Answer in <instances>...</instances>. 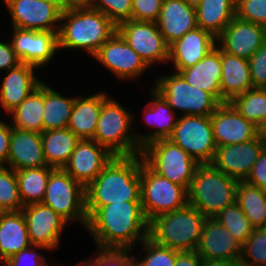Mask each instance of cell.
I'll return each instance as SVG.
<instances>
[{"instance_id":"obj_18","label":"cell","mask_w":266,"mask_h":266,"mask_svg":"<svg viewBox=\"0 0 266 266\" xmlns=\"http://www.w3.org/2000/svg\"><path fill=\"white\" fill-rule=\"evenodd\" d=\"M32 245H43L48 251L60 247L61 234L67 222L52 208L43 204H30L22 208Z\"/></svg>"},{"instance_id":"obj_32","label":"cell","mask_w":266,"mask_h":266,"mask_svg":"<svg viewBox=\"0 0 266 266\" xmlns=\"http://www.w3.org/2000/svg\"><path fill=\"white\" fill-rule=\"evenodd\" d=\"M80 139L69 129H52L41 133L46 163L54 169L63 168Z\"/></svg>"},{"instance_id":"obj_33","label":"cell","mask_w":266,"mask_h":266,"mask_svg":"<svg viewBox=\"0 0 266 266\" xmlns=\"http://www.w3.org/2000/svg\"><path fill=\"white\" fill-rule=\"evenodd\" d=\"M43 110H44V82L37 87L19 106L9 114L13 122L12 127L43 132Z\"/></svg>"},{"instance_id":"obj_35","label":"cell","mask_w":266,"mask_h":266,"mask_svg":"<svg viewBox=\"0 0 266 266\" xmlns=\"http://www.w3.org/2000/svg\"><path fill=\"white\" fill-rule=\"evenodd\" d=\"M53 169L52 167L45 166L15 171L23 207L30 204L42 203Z\"/></svg>"},{"instance_id":"obj_20","label":"cell","mask_w":266,"mask_h":266,"mask_svg":"<svg viewBox=\"0 0 266 266\" xmlns=\"http://www.w3.org/2000/svg\"><path fill=\"white\" fill-rule=\"evenodd\" d=\"M217 147L238 144L256 138L261 130L239 114L229 102L221 103L211 115Z\"/></svg>"},{"instance_id":"obj_54","label":"cell","mask_w":266,"mask_h":266,"mask_svg":"<svg viewBox=\"0 0 266 266\" xmlns=\"http://www.w3.org/2000/svg\"><path fill=\"white\" fill-rule=\"evenodd\" d=\"M90 0H67V6L86 5Z\"/></svg>"},{"instance_id":"obj_34","label":"cell","mask_w":266,"mask_h":266,"mask_svg":"<svg viewBox=\"0 0 266 266\" xmlns=\"http://www.w3.org/2000/svg\"><path fill=\"white\" fill-rule=\"evenodd\" d=\"M74 101L44 83L43 131L67 128Z\"/></svg>"},{"instance_id":"obj_45","label":"cell","mask_w":266,"mask_h":266,"mask_svg":"<svg viewBox=\"0 0 266 266\" xmlns=\"http://www.w3.org/2000/svg\"><path fill=\"white\" fill-rule=\"evenodd\" d=\"M48 250L43 245H31L2 262V266H52L39 250ZM26 263V264H25Z\"/></svg>"},{"instance_id":"obj_56","label":"cell","mask_w":266,"mask_h":266,"mask_svg":"<svg viewBox=\"0 0 266 266\" xmlns=\"http://www.w3.org/2000/svg\"><path fill=\"white\" fill-rule=\"evenodd\" d=\"M260 130L263 140L266 142V124Z\"/></svg>"},{"instance_id":"obj_15","label":"cell","mask_w":266,"mask_h":266,"mask_svg":"<svg viewBox=\"0 0 266 266\" xmlns=\"http://www.w3.org/2000/svg\"><path fill=\"white\" fill-rule=\"evenodd\" d=\"M265 146L266 142L260 133L244 143L217 147L211 164L229 177L245 181Z\"/></svg>"},{"instance_id":"obj_3","label":"cell","mask_w":266,"mask_h":266,"mask_svg":"<svg viewBox=\"0 0 266 266\" xmlns=\"http://www.w3.org/2000/svg\"><path fill=\"white\" fill-rule=\"evenodd\" d=\"M117 31V25L102 12L87 5L64 6L58 31V47L82 49L94 56Z\"/></svg>"},{"instance_id":"obj_29","label":"cell","mask_w":266,"mask_h":266,"mask_svg":"<svg viewBox=\"0 0 266 266\" xmlns=\"http://www.w3.org/2000/svg\"><path fill=\"white\" fill-rule=\"evenodd\" d=\"M221 103L253 89L249 60L221 50Z\"/></svg>"},{"instance_id":"obj_28","label":"cell","mask_w":266,"mask_h":266,"mask_svg":"<svg viewBox=\"0 0 266 266\" xmlns=\"http://www.w3.org/2000/svg\"><path fill=\"white\" fill-rule=\"evenodd\" d=\"M108 97L104 91L86 97H75L67 128L79 139H93L102 103Z\"/></svg>"},{"instance_id":"obj_4","label":"cell","mask_w":266,"mask_h":266,"mask_svg":"<svg viewBox=\"0 0 266 266\" xmlns=\"http://www.w3.org/2000/svg\"><path fill=\"white\" fill-rule=\"evenodd\" d=\"M206 218L199 210L187 204L181 209L153 218L149 222L148 237L178 252L195 251Z\"/></svg>"},{"instance_id":"obj_38","label":"cell","mask_w":266,"mask_h":266,"mask_svg":"<svg viewBox=\"0 0 266 266\" xmlns=\"http://www.w3.org/2000/svg\"><path fill=\"white\" fill-rule=\"evenodd\" d=\"M234 238L243 245L247 238L252 234L254 227L251 221L245 216L241 207L235 202L225 207L215 216Z\"/></svg>"},{"instance_id":"obj_9","label":"cell","mask_w":266,"mask_h":266,"mask_svg":"<svg viewBox=\"0 0 266 266\" xmlns=\"http://www.w3.org/2000/svg\"><path fill=\"white\" fill-rule=\"evenodd\" d=\"M140 199L150 222L156 216L176 211L188 204V191L167 178L159 176L144 162L140 170Z\"/></svg>"},{"instance_id":"obj_22","label":"cell","mask_w":266,"mask_h":266,"mask_svg":"<svg viewBox=\"0 0 266 266\" xmlns=\"http://www.w3.org/2000/svg\"><path fill=\"white\" fill-rule=\"evenodd\" d=\"M217 46V38L202 28H195L169 46V60L175 72L194 66Z\"/></svg>"},{"instance_id":"obj_36","label":"cell","mask_w":266,"mask_h":266,"mask_svg":"<svg viewBox=\"0 0 266 266\" xmlns=\"http://www.w3.org/2000/svg\"><path fill=\"white\" fill-rule=\"evenodd\" d=\"M236 203L251 221L254 229L266 228V191L246 181H239Z\"/></svg>"},{"instance_id":"obj_30","label":"cell","mask_w":266,"mask_h":266,"mask_svg":"<svg viewBox=\"0 0 266 266\" xmlns=\"http://www.w3.org/2000/svg\"><path fill=\"white\" fill-rule=\"evenodd\" d=\"M25 217L20 211L0 215V264L31 246Z\"/></svg>"},{"instance_id":"obj_10","label":"cell","mask_w":266,"mask_h":266,"mask_svg":"<svg viewBox=\"0 0 266 266\" xmlns=\"http://www.w3.org/2000/svg\"><path fill=\"white\" fill-rule=\"evenodd\" d=\"M42 203L52 208L67 223L76 220L86 228L88 215L85 187L63 168L51 171Z\"/></svg>"},{"instance_id":"obj_58","label":"cell","mask_w":266,"mask_h":266,"mask_svg":"<svg viewBox=\"0 0 266 266\" xmlns=\"http://www.w3.org/2000/svg\"><path fill=\"white\" fill-rule=\"evenodd\" d=\"M4 211L2 210V208L0 207V215L3 214Z\"/></svg>"},{"instance_id":"obj_49","label":"cell","mask_w":266,"mask_h":266,"mask_svg":"<svg viewBox=\"0 0 266 266\" xmlns=\"http://www.w3.org/2000/svg\"><path fill=\"white\" fill-rule=\"evenodd\" d=\"M11 42L0 41V71L13 69L20 64Z\"/></svg>"},{"instance_id":"obj_6","label":"cell","mask_w":266,"mask_h":266,"mask_svg":"<svg viewBox=\"0 0 266 266\" xmlns=\"http://www.w3.org/2000/svg\"><path fill=\"white\" fill-rule=\"evenodd\" d=\"M134 115L119 101L109 96L101 107L93 140L114 156L141 154V146L132 127Z\"/></svg>"},{"instance_id":"obj_8","label":"cell","mask_w":266,"mask_h":266,"mask_svg":"<svg viewBox=\"0 0 266 266\" xmlns=\"http://www.w3.org/2000/svg\"><path fill=\"white\" fill-rule=\"evenodd\" d=\"M156 76L153 88L174 112H181L178 115L211 116L221 104L212 94L188 84L179 72Z\"/></svg>"},{"instance_id":"obj_27","label":"cell","mask_w":266,"mask_h":266,"mask_svg":"<svg viewBox=\"0 0 266 266\" xmlns=\"http://www.w3.org/2000/svg\"><path fill=\"white\" fill-rule=\"evenodd\" d=\"M179 73L188 84L212 94L221 103V49L218 46L194 66Z\"/></svg>"},{"instance_id":"obj_37","label":"cell","mask_w":266,"mask_h":266,"mask_svg":"<svg viewBox=\"0 0 266 266\" xmlns=\"http://www.w3.org/2000/svg\"><path fill=\"white\" fill-rule=\"evenodd\" d=\"M229 103L247 120L258 128L266 124V89L253 88L233 97Z\"/></svg>"},{"instance_id":"obj_11","label":"cell","mask_w":266,"mask_h":266,"mask_svg":"<svg viewBox=\"0 0 266 266\" xmlns=\"http://www.w3.org/2000/svg\"><path fill=\"white\" fill-rule=\"evenodd\" d=\"M184 149L199 164L211 163L215 156V143L211 116H179L168 138Z\"/></svg>"},{"instance_id":"obj_50","label":"cell","mask_w":266,"mask_h":266,"mask_svg":"<svg viewBox=\"0 0 266 266\" xmlns=\"http://www.w3.org/2000/svg\"><path fill=\"white\" fill-rule=\"evenodd\" d=\"M11 133V123L0 119V167H6L7 165Z\"/></svg>"},{"instance_id":"obj_31","label":"cell","mask_w":266,"mask_h":266,"mask_svg":"<svg viewBox=\"0 0 266 266\" xmlns=\"http://www.w3.org/2000/svg\"><path fill=\"white\" fill-rule=\"evenodd\" d=\"M236 0H202L196 7L197 27L216 38L236 16Z\"/></svg>"},{"instance_id":"obj_42","label":"cell","mask_w":266,"mask_h":266,"mask_svg":"<svg viewBox=\"0 0 266 266\" xmlns=\"http://www.w3.org/2000/svg\"><path fill=\"white\" fill-rule=\"evenodd\" d=\"M86 5L102 12L116 25L132 17L131 0H90Z\"/></svg>"},{"instance_id":"obj_48","label":"cell","mask_w":266,"mask_h":266,"mask_svg":"<svg viewBox=\"0 0 266 266\" xmlns=\"http://www.w3.org/2000/svg\"><path fill=\"white\" fill-rule=\"evenodd\" d=\"M245 181L266 191V146L260 152L250 175Z\"/></svg>"},{"instance_id":"obj_26","label":"cell","mask_w":266,"mask_h":266,"mask_svg":"<svg viewBox=\"0 0 266 266\" xmlns=\"http://www.w3.org/2000/svg\"><path fill=\"white\" fill-rule=\"evenodd\" d=\"M152 100L144 106V119L147 125H150L152 132L146 134H135L141 149L149 143L168 139L177 123V114L167 104L163 97L152 87L149 91ZM156 128V129H154Z\"/></svg>"},{"instance_id":"obj_13","label":"cell","mask_w":266,"mask_h":266,"mask_svg":"<svg viewBox=\"0 0 266 266\" xmlns=\"http://www.w3.org/2000/svg\"><path fill=\"white\" fill-rule=\"evenodd\" d=\"M117 32L149 67L168 63L169 46L156 22L126 20L117 25Z\"/></svg>"},{"instance_id":"obj_55","label":"cell","mask_w":266,"mask_h":266,"mask_svg":"<svg viewBox=\"0 0 266 266\" xmlns=\"http://www.w3.org/2000/svg\"><path fill=\"white\" fill-rule=\"evenodd\" d=\"M186 1L190 6L196 8L202 0H184Z\"/></svg>"},{"instance_id":"obj_14","label":"cell","mask_w":266,"mask_h":266,"mask_svg":"<svg viewBox=\"0 0 266 266\" xmlns=\"http://www.w3.org/2000/svg\"><path fill=\"white\" fill-rule=\"evenodd\" d=\"M119 80H138L150 68L116 31L93 56Z\"/></svg>"},{"instance_id":"obj_5","label":"cell","mask_w":266,"mask_h":266,"mask_svg":"<svg viewBox=\"0 0 266 266\" xmlns=\"http://www.w3.org/2000/svg\"><path fill=\"white\" fill-rule=\"evenodd\" d=\"M238 182L211 163L199 164L188 190V204L213 218L236 202Z\"/></svg>"},{"instance_id":"obj_25","label":"cell","mask_w":266,"mask_h":266,"mask_svg":"<svg viewBox=\"0 0 266 266\" xmlns=\"http://www.w3.org/2000/svg\"><path fill=\"white\" fill-rule=\"evenodd\" d=\"M45 166L41 134L12 127L6 167L18 171Z\"/></svg>"},{"instance_id":"obj_23","label":"cell","mask_w":266,"mask_h":266,"mask_svg":"<svg viewBox=\"0 0 266 266\" xmlns=\"http://www.w3.org/2000/svg\"><path fill=\"white\" fill-rule=\"evenodd\" d=\"M36 67L20 63L17 67L7 70L0 87V105L9 114L19 106L42 81L35 76Z\"/></svg>"},{"instance_id":"obj_46","label":"cell","mask_w":266,"mask_h":266,"mask_svg":"<svg viewBox=\"0 0 266 266\" xmlns=\"http://www.w3.org/2000/svg\"><path fill=\"white\" fill-rule=\"evenodd\" d=\"M164 0H133L131 20L156 22Z\"/></svg>"},{"instance_id":"obj_41","label":"cell","mask_w":266,"mask_h":266,"mask_svg":"<svg viewBox=\"0 0 266 266\" xmlns=\"http://www.w3.org/2000/svg\"><path fill=\"white\" fill-rule=\"evenodd\" d=\"M144 258L138 259L140 266H175L178 251L162 246L147 237L142 241Z\"/></svg>"},{"instance_id":"obj_17","label":"cell","mask_w":266,"mask_h":266,"mask_svg":"<svg viewBox=\"0 0 266 266\" xmlns=\"http://www.w3.org/2000/svg\"><path fill=\"white\" fill-rule=\"evenodd\" d=\"M114 157L93 139H80L63 169L86 188Z\"/></svg>"},{"instance_id":"obj_7","label":"cell","mask_w":266,"mask_h":266,"mask_svg":"<svg viewBox=\"0 0 266 266\" xmlns=\"http://www.w3.org/2000/svg\"><path fill=\"white\" fill-rule=\"evenodd\" d=\"M144 163L159 176L189 190L199 163L170 139H159L142 148Z\"/></svg>"},{"instance_id":"obj_21","label":"cell","mask_w":266,"mask_h":266,"mask_svg":"<svg viewBox=\"0 0 266 266\" xmlns=\"http://www.w3.org/2000/svg\"><path fill=\"white\" fill-rule=\"evenodd\" d=\"M195 251L203 260L240 261L242 245L213 217L206 218Z\"/></svg>"},{"instance_id":"obj_2","label":"cell","mask_w":266,"mask_h":266,"mask_svg":"<svg viewBox=\"0 0 266 266\" xmlns=\"http://www.w3.org/2000/svg\"><path fill=\"white\" fill-rule=\"evenodd\" d=\"M141 154L115 156L102 172L85 188L86 207H102L112 203L141 202Z\"/></svg>"},{"instance_id":"obj_43","label":"cell","mask_w":266,"mask_h":266,"mask_svg":"<svg viewBox=\"0 0 266 266\" xmlns=\"http://www.w3.org/2000/svg\"><path fill=\"white\" fill-rule=\"evenodd\" d=\"M97 253L88 261H81L75 266H123L124 262L131 256L133 250L127 248H101L96 247ZM131 252V253H130Z\"/></svg>"},{"instance_id":"obj_24","label":"cell","mask_w":266,"mask_h":266,"mask_svg":"<svg viewBox=\"0 0 266 266\" xmlns=\"http://www.w3.org/2000/svg\"><path fill=\"white\" fill-rule=\"evenodd\" d=\"M168 46L197 28L196 8L184 0H164L156 21Z\"/></svg>"},{"instance_id":"obj_19","label":"cell","mask_w":266,"mask_h":266,"mask_svg":"<svg viewBox=\"0 0 266 266\" xmlns=\"http://www.w3.org/2000/svg\"><path fill=\"white\" fill-rule=\"evenodd\" d=\"M266 41V27L236 16L217 37V46L226 53L249 60Z\"/></svg>"},{"instance_id":"obj_53","label":"cell","mask_w":266,"mask_h":266,"mask_svg":"<svg viewBox=\"0 0 266 266\" xmlns=\"http://www.w3.org/2000/svg\"><path fill=\"white\" fill-rule=\"evenodd\" d=\"M123 266H140L139 261L135 255L130 256Z\"/></svg>"},{"instance_id":"obj_40","label":"cell","mask_w":266,"mask_h":266,"mask_svg":"<svg viewBox=\"0 0 266 266\" xmlns=\"http://www.w3.org/2000/svg\"><path fill=\"white\" fill-rule=\"evenodd\" d=\"M240 263L244 266H266V228H256L242 245Z\"/></svg>"},{"instance_id":"obj_57","label":"cell","mask_w":266,"mask_h":266,"mask_svg":"<svg viewBox=\"0 0 266 266\" xmlns=\"http://www.w3.org/2000/svg\"><path fill=\"white\" fill-rule=\"evenodd\" d=\"M63 4H64V6H67V0H60Z\"/></svg>"},{"instance_id":"obj_51","label":"cell","mask_w":266,"mask_h":266,"mask_svg":"<svg viewBox=\"0 0 266 266\" xmlns=\"http://www.w3.org/2000/svg\"><path fill=\"white\" fill-rule=\"evenodd\" d=\"M203 261L196 251L178 252L175 266H203Z\"/></svg>"},{"instance_id":"obj_12","label":"cell","mask_w":266,"mask_h":266,"mask_svg":"<svg viewBox=\"0 0 266 266\" xmlns=\"http://www.w3.org/2000/svg\"><path fill=\"white\" fill-rule=\"evenodd\" d=\"M5 5L13 27L58 34L64 8L60 0H7Z\"/></svg>"},{"instance_id":"obj_1","label":"cell","mask_w":266,"mask_h":266,"mask_svg":"<svg viewBox=\"0 0 266 266\" xmlns=\"http://www.w3.org/2000/svg\"><path fill=\"white\" fill-rule=\"evenodd\" d=\"M87 231L96 247L127 248L144 241L149 234V221L141 202L112 203L102 207H86Z\"/></svg>"},{"instance_id":"obj_47","label":"cell","mask_w":266,"mask_h":266,"mask_svg":"<svg viewBox=\"0 0 266 266\" xmlns=\"http://www.w3.org/2000/svg\"><path fill=\"white\" fill-rule=\"evenodd\" d=\"M249 67L253 88L266 89V41L249 58Z\"/></svg>"},{"instance_id":"obj_52","label":"cell","mask_w":266,"mask_h":266,"mask_svg":"<svg viewBox=\"0 0 266 266\" xmlns=\"http://www.w3.org/2000/svg\"><path fill=\"white\" fill-rule=\"evenodd\" d=\"M240 261L232 260H204L203 266H239Z\"/></svg>"},{"instance_id":"obj_44","label":"cell","mask_w":266,"mask_h":266,"mask_svg":"<svg viewBox=\"0 0 266 266\" xmlns=\"http://www.w3.org/2000/svg\"><path fill=\"white\" fill-rule=\"evenodd\" d=\"M236 17L266 27V0H236Z\"/></svg>"},{"instance_id":"obj_16","label":"cell","mask_w":266,"mask_h":266,"mask_svg":"<svg viewBox=\"0 0 266 266\" xmlns=\"http://www.w3.org/2000/svg\"><path fill=\"white\" fill-rule=\"evenodd\" d=\"M10 42L22 64L36 68L46 66L58 47V34L51 31L23 30L13 27Z\"/></svg>"},{"instance_id":"obj_39","label":"cell","mask_w":266,"mask_h":266,"mask_svg":"<svg viewBox=\"0 0 266 266\" xmlns=\"http://www.w3.org/2000/svg\"><path fill=\"white\" fill-rule=\"evenodd\" d=\"M0 207L4 212L23 208L15 170L8 167H0Z\"/></svg>"}]
</instances>
